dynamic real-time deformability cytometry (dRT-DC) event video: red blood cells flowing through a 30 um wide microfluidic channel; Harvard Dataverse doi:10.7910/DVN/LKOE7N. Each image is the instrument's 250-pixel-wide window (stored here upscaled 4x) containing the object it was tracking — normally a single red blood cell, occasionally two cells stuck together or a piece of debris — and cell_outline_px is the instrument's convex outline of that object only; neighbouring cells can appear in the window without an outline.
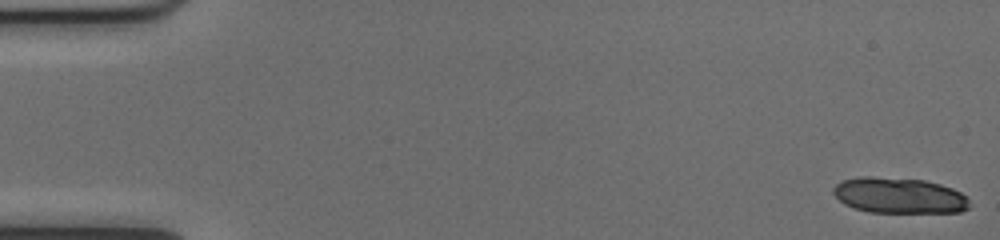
{"species": "common noctule bat (a hibernating species)", "species_latin": "Nyctalus noctula", "temperature_condition": "cold", "stored_images_in_passage": 52, "segment_of_instrument_passage": [1, 2], "camera_frame_rate_fps": 3000, "um_per_image_px": 0.085, "animal": {"sex": "female", "body_mass_g": 17.0, "forearm_length_mm": 48.0}, "frame": {"image": 1, "passage_image": 1, "time_ms": 0.0, "image_size_px": [1000, 240], "cell_outline_px": [[968, 208], [960, 212], [868, 212], [844, 204], [832, 192], [832, 188], [840, 180], [860, 176], [872, 176], [924, 180], [940, 184], [952, 188], [968, 196]], "centroid_in_image_um": [76.4, 16.6], "position_along_channel_um": 8.6, "area_um2": 28.44}}